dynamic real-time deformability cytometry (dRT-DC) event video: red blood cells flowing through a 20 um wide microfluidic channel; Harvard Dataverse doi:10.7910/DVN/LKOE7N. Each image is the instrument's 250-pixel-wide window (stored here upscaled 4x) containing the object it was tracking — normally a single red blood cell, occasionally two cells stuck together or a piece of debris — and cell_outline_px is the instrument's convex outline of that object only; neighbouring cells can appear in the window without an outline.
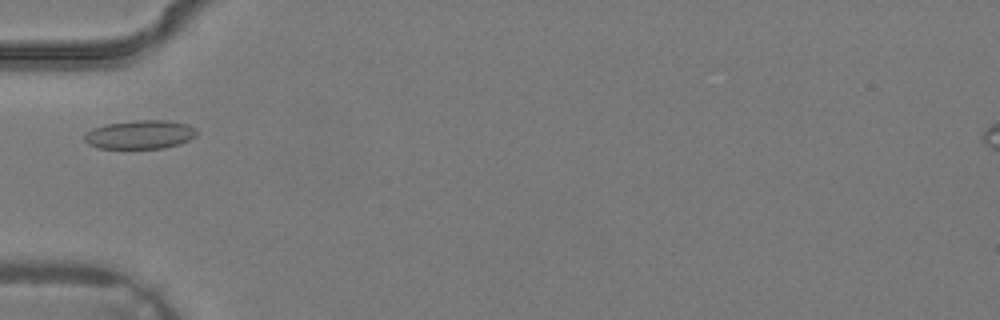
{"species": "common noctule bat (a hibernating species)", "species_latin": "Nyctalus noctula", "temperature_condition": "warm", "stored_images_in_passage": 3, "camera_frame_rate_fps": 3000, "um_per_image_px": 0.085, "animal": {"sex": "male", "body_mass_g": 19.2, "forearm_length_mm": 51.8}, "frame": {"image": 1, "passage_image": 3, "time_ms": 0.667, "image_size_px": [1000, 320], "cell_outline_px": [[196, 136], [180, 144], [164, 148], [100, 148], [88, 144], [84, 140], [84, 132], [92, 128], [104, 124], [136, 120], [168, 120], [188, 124], [196, 128]], "centroid_in_image_um": [11.89, 11.43], "position_along_channel_um": 73.1, "area_um2": 18.96}}